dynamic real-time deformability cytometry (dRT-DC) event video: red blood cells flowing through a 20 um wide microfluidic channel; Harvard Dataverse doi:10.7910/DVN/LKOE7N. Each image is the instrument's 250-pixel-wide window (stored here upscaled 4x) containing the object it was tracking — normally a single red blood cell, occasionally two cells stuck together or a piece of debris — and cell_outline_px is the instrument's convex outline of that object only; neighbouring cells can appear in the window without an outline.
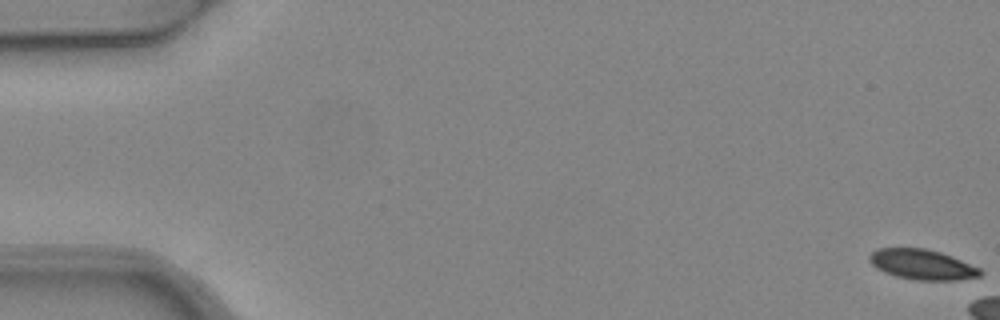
{"species": "common noctule bat (a hibernating species)", "species_latin": "Nyctalus noctula", "temperature_condition": "warm", "stored_images_in_passage": 3, "camera_frame_rate_fps": 3000, "um_per_image_px": 0.085, "animal": {"sex": "female", "body_mass_g": 24.6, "forearm_length_mm": 56.2}, "frame": {"image": 1, "passage_image": 1, "time_ms": 0.0, "image_size_px": [1000, 320], "cell_outline_px": [[984, 272], [980, 276], [956, 280], [916, 280], [896, 276], [884, 272], [876, 268], [868, 260], [868, 256], [876, 248], [924, 248], [940, 252], [952, 256], [980, 268]], "centroid_in_image_um": [78.37, 22.48], "position_along_channel_um": 6.6, "area_um2": 19.54}}